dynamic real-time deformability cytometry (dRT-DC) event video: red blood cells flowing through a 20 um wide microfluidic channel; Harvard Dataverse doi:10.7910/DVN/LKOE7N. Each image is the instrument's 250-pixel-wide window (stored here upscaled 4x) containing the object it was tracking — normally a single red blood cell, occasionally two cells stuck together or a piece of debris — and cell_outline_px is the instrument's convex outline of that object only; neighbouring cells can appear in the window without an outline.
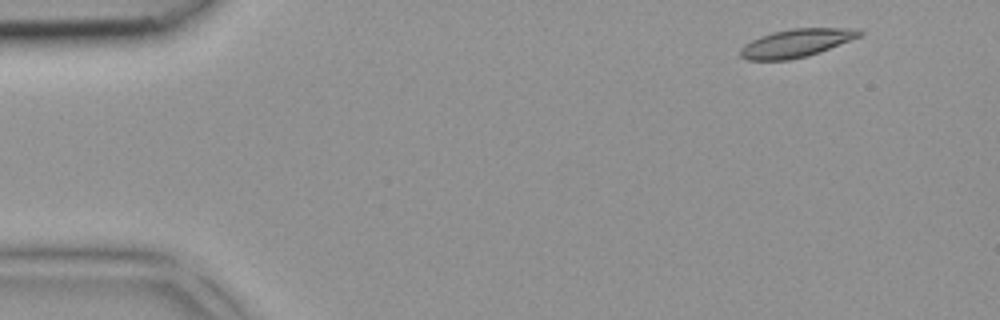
{"species": "common noctule bat (a hibernating species)", "species_latin": "Nyctalus noctula", "temperature_condition": "room temperature", "stored_images_in_passage": 3, "camera_frame_rate_fps": 3000, "um_per_image_px": 0.085, "animal": {"sex": "female", "body_mass_g": 18.4}, "frame": {"image": 1, "passage_image": 1, "time_ms": 0.0, "image_size_px": [1000, 320], "cell_outline_px": [[864, 32], [860, 36], [820, 52], [808, 56], [788, 60], [748, 60], [740, 56], [740, 48], [744, 44], [760, 36], [772, 32], [792, 28], [856, 28]], "centroid_in_image_um": [67.67, 3.66], "position_along_channel_um": 17.3, "area_um2": 19.54}}